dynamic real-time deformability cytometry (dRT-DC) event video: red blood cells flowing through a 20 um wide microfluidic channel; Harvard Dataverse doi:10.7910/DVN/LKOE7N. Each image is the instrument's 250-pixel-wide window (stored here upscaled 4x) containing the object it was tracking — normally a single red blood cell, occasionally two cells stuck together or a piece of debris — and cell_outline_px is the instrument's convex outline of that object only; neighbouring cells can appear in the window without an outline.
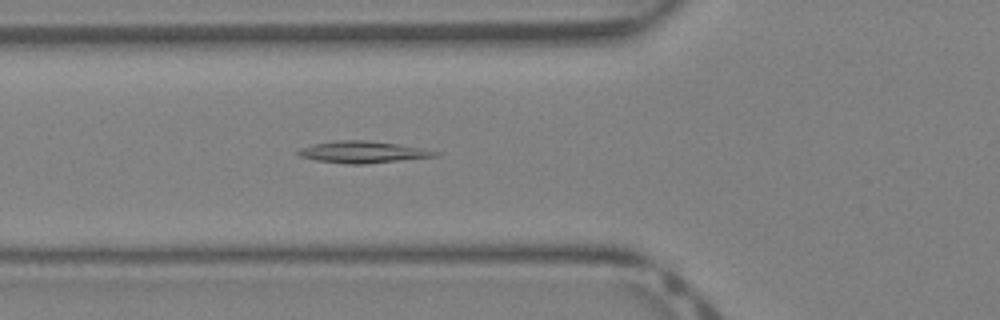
{"species": "Egyptian fruit bat (a non-hibernating species)", "species_latin": "Rousettus aegyptiacus", "temperature_condition": "warm", "stored_images_in_passage": 32, "camera_frame_rate_fps": 3000, "um_per_image_px": 0.085, "animal": {"sex": "female"}, "frame": {"image": 1, "passage_image": 12, "time_ms": 3.667, "image_size_px": [1000, 320], "cell_outline_px": [[440, 156], [364, 164], [348, 164], [316, 160], [300, 156], [296, 152], [300, 148], [312, 144], [340, 140], [364, 140], [396, 144], [420, 148], [440, 152]], "centroid_in_image_um": [30.83, 12.93], "position_along_channel_um": 95.0, "area_um2": 17.17}}
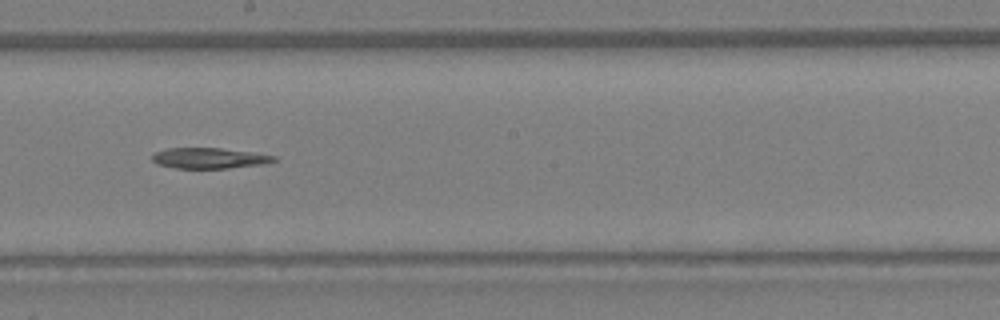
{"frame": {"image": 2, "passage_image": 20, "time_ms": 6.333, "image_size_px": [1000, 320], "cell_outline_px": [[276, 160], [264, 164], [228, 168], [176, 168], [156, 164], [152, 160], [152, 156], [156, 152], [168, 148], [220, 148], [276, 156]], "centroid_in_image_um": [17.75, 13.45], "position_along_channel_um": 230.4, "area_um2": 14.45}}
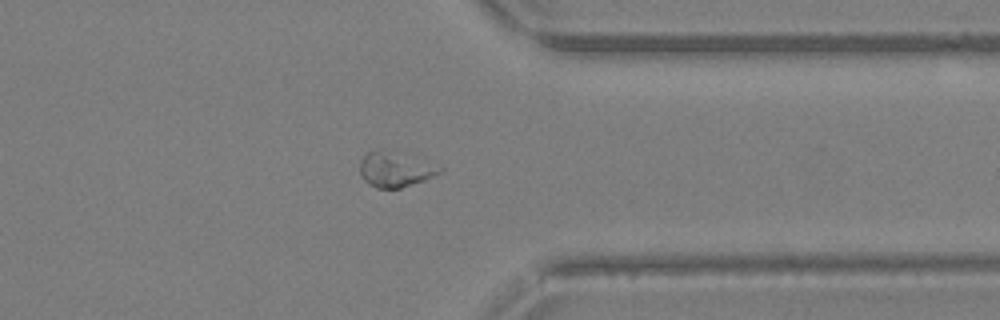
{"frame": {"image": 3, "passage_image": 29, "time_ms": 9.333, "image_size_px": [1000, 320], "cell_outline_px": [[444, 172], [424, 180], [400, 188], [376, 188], [368, 184], [364, 180], [360, 172], [360, 160], [368, 152], [376, 152], [444, 168]], "centroid_in_image_um": [33.53, 14.53], "position_along_channel_um": 377.9, "area_um2": 14.62}}